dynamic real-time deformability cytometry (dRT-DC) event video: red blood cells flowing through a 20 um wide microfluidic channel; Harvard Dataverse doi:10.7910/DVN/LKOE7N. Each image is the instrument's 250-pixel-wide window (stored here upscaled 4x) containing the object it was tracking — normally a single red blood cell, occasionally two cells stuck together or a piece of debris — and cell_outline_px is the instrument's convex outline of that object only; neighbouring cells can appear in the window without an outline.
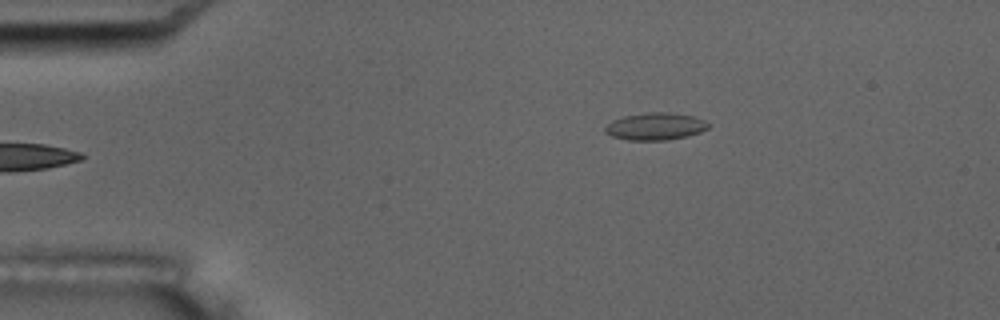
{"species": "common noctule bat (a hibernating species)", "species_latin": "Nyctalus noctula", "temperature_condition": "room temperature", "stored_images_in_passage": 6, "camera_frame_rate_fps": 3000, "um_per_image_px": 0.085, "animal": {"sex": "male", "body_mass_g": 17.5, "forearm_length_mm": 52.3}, "frame": {"image": 1, "passage_image": 6, "time_ms": 6.0, "image_size_px": [1000, 320], "cell_outline_px": [[708, 128], [700, 132], [688, 136], [668, 140], [628, 140], [612, 136], [604, 132], [604, 128], [612, 120], [624, 116], [652, 112], [672, 112], [692, 116], [704, 120], [708, 124]], "centroid_in_image_um": [55.7, 10.75], "position_along_channel_um": 29.3, "area_um2": 16.36}}